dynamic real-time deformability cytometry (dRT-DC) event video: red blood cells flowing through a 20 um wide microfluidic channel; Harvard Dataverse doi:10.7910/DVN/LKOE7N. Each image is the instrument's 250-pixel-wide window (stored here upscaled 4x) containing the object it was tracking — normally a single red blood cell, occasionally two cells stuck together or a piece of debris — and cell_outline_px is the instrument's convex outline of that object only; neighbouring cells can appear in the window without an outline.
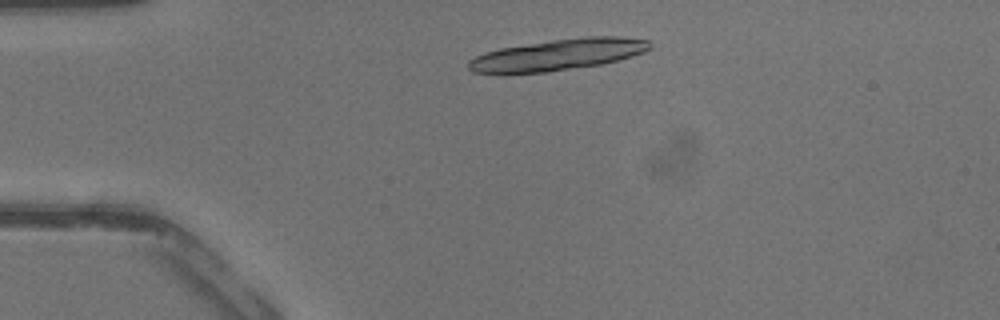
{"species": "common noctule bat (a hibernating species)", "species_latin": "Nyctalus noctula", "temperature_condition": "warm", "stored_images_in_passage": 38, "camera_frame_rate_fps": 3000, "um_per_image_px": 0.085, "animal": {"sex": "male", "body_mass_g": 13.3}, "frame": {"image": 1, "passage_image": 6, "time_ms": 1.667, "image_size_px": [1000, 320], "cell_outline_px": [[652, 48], [644, 52], [632, 56], [600, 64], [548, 72], [504, 76], [496, 76], [472, 72], [468, 68], [468, 60], [484, 52], [500, 48], [552, 40], [588, 36], [616, 36], [648, 40], [652, 44]], "centroid_in_image_um": [47.3, 4.69], "position_along_channel_um": 37.7, "area_um2": 33.81}}